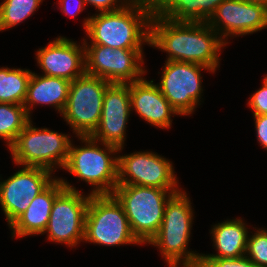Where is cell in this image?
Masks as SVG:
<instances>
[{
    "mask_svg": "<svg viewBox=\"0 0 267 267\" xmlns=\"http://www.w3.org/2000/svg\"><path fill=\"white\" fill-rule=\"evenodd\" d=\"M71 139L68 135L36 128L30 120L9 147L14 163L56 170L66 165Z\"/></svg>",
    "mask_w": 267,
    "mask_h": 267,
    "instance_id": "52a82bcc",
    "label": "cell"
},
{
    "mask_svg": "<svg viewBox=\"0 0 267 267\" xmlns=\"http://www.w3.org/2000/svg\"><path fill=\"white\" fill-rule=\"evenodd\" d=\"M7 180L0 182V205L10 226L56 178L41 167L23 166Z\"/></svg>",
    "mask_w": 267,
    "mask_h": 267,
    "instance_id": "5bb4252c",
    "label": "cell"
},
{
    "mask_svg": "<svg viewBox=\"0 0 267 267\" xmlns=\"http://www.w3.org/2000/svg\"><path fill=\"white\" fill-rule=\"evenodd\" d=\"M255 119L256 136L260 145L267 150V114L253 115Z\"/></svg>",
    "mask_w": 267,
    "mask_h": 267,
    "instance_id": "83f0119b",
    "label": "cell"
},
{
    "mask_svg": "<svg viewBox=\"0 0 267 267\" xmlns=\"http://www.w3.org/2000/svg\"><path fill=\"white\" fill-rule=\"evenodd\" d=\"M123 1L122 0H84L85 4L89 3L90 5L94 6L100 12H111V11L122 9L131 0H123ZM118 2H121V5Z\"/></svg>",
    "mask_w": 267,
    "mask_h": 267,
    "instance_id": "4316f807",
    "label": "cell"
},
{
    "mask_svg": "<svg viewBox=\"0 0 267 267\" xmlns=\"http://www.w3.org/2000/svg\"><path fill=\"white\" fill-rule=\"evenodd\" d=\"M85 46L86 74L97 76L109 83L129 84L142 79L146 73L141 64L142 49H113L91 44Z\"/></svg>",
    "mask_w": 267,
    "mask_h": 267,
    "instance_id": "8fae6325",
    "label": "cell"
},
{
    "mask_svg": "<svg viewBox=\"0 0 267 267\" xmlns=\"http://www.w3.org/2000/svg\"><path fill=\"white\" fill-rule=\"evenodd\" d=\"M32 72L27 69L0 68V103L23 105Z\"/></svg>",
    "mask_w": 267,
    "mask_h": 267,
    "instance_id": "44dd1931",
    "label": "cell"
},
{
    "mask_svg": "<svg viewBox=\"0 0 267 267\" xmlns=\"http://www.w3.org/2000/svg\"><path fill=\"white\" fill-rule=\"evenodd\" d=\"M61 11L72 17L84 10L85 2L84 0H59Z\"/></svg>",
    "mask_w": 267,
    "mask_h": 267,
    "instance_id": "f1b7e54d",
    "label": "cell"
},
{
    "mask_svg": "<svg viewBox=\"0 0 267 267\" xmlns=\"http://www.w3.org/2000/svg\"><path fill=\"white\" fill-rule=\"evenodd\" d=\"M246 267H261L254 265L247 257H246Z\"/></svg>",
    "mask_w": 267,
    "mask_h": 267,
    "instance_id": "4dcf8cb0",
    "label": "cell"
},
{
    "mask_svg": "<svg viewBox=\"0 0 267 267\" xmlns=\"http://www.w3.org/2000/svg\"><path fill=\"white\" fill-rule=\"evenodd\" d=\"M159 87L163 96L179 115L194 112L201 98V70L215 71L195 63L165 61Z\"/></svg>",
    "mask_w": 267,
    "mask_h": 267,
    "instance_id": "7c38bea8",
    "label": "cell"
},
{
    "mask_svg": "<svg viewBox=\"0 0 267 267\" xmlns=\"http://www.w3.org/2000/svg\"><path fill=\"white\" fill-rule=\"evenodd\" d=\"M64 189L56 196L48 225L47 240L74 247L84 241L85 218L91 194L84 196L74 186L60 179Z\"/></svg>",
    "mask_w": 267,
    "mask_h": 267,
    "instance_id": "30bf717a",
    "label": "cell"
},
{
    "mask_svg": "<svg viewBox=\"0 0 267 267\" xmlns=\"http://www.w3.org/2000/svg\"><path fill=\"white\" fill-rule=\"evenodd\" d=\"M42 0H5L0 4V31L18 25L28 19Z\"/></svg>",
    "mask_w": 267,
    "mask_h": 267,
    "instance_id": "603a6c76",
    "label": "cell"
},
{
    "mask_svg": "<svg viewBox=\"0 0 267 267\" xmlns=\"http://www.w3.org/2000/svg\"><path fill=\"white\" fill-rule=\"evenodd\" d=\"M181 190L138 185H117L112 195L122 205L131 230L141 243H149L161 227L168 200Z\"/></svg>",
    "mask_w": 267,
    "mask_h": 267,
    "instance_id": "5b68a950",
    "label": "cell"
},
{
    "mask_svg": "<svg viewBox=\"0 0 267 267\" xmlns=\"http://www.w3.org/2000/svg\"><path fill=\"white\" fill-rule=\"evenodd\" d=\"M199 267H246V256L239 258H200Z\"/></svg>",
    "mask_w": 267,
    "mask_h": 267,
    "instance_id": "484cf974",
    "label": "cell"
},
{
    "mask_svg": "<svg viewBox=\"0 0 267 267\" xmlns=\"http://www.w3.org/2000/svg\"><path fill=\"white\" fill-rule=\"evenodd\" d=\"M248 106L252 109L253 115L267 114V82L264 79L262 88L249 98Z\"/></svg>",
    "mask_w": 267,
    "mask_h": 267,
    "instance_id": "d4e9b609",
    "label": "cell"
},
{
    "mask_svg": "<svg viewBox=\"0 0 267 267\" xmlns=\"http://www.w3.org/2000/svg\"><path fill=\"white\" fill-rule=\"evenodd\" d=\"M64 188L60 178H57L37 195L26 211L10 225L12 236L22 238L44 234L54 200Z\"/></svg>",
    "mask_w": 267,
    "mask_h": 267,
    "instance_id": "ac0fdd59",
    "label": "cell"
},
{
    "mask_svg": "<svg viewBox=\"0 0 267 267\" xmlns=\"http://www.w3.org/2000/svg\"><path fill=\"white\" fill-rule=\"evenodd\" d=\"M85 242L105 246L141 244L122 205L113 195H91L85 218Z\"/></svg>",
    "mask_w": 267,
    "mask_h": 267,
    "instance_id": "ba28073f",
    "label": "cell"
},
{
    "mask_svg": "<svg viewBox=\"0 0 267 267\" xmlns=\"http://www.w3.org/2000/svg\"><path fill=\"white\" fill-rule=\"evenodd\" d=\"M248 228L241 219L215 224L211 234L217 254H201L200 258H239L246 254Z\"/></svg>",
    "mask_w": 267,
    "mask_h": 267,
    "instance_id": "ffe728a7",
    "label": "cell"
},
{
    "mask_svg": "<svg viewBox=\"0 0 267 267\" xmlns=\"http://www.w3.org/2000/svg\"><path fill=\"white\" fill-rule=\"evenodd\" d=\"M227 44L228 36L267 28V6L246 0H186Z\"/></svg>",
    "mask_w": 267,
    "mask_h": 267,
    "instance_id": "277c9868",
    "label": "cell"
},
{
    "mask_svg": "<svg viewBox=\"0 0 267 267\" xmlns=\"http://www.w3.org/2000/svg\"><path fill=\"white\" fill-rule=\"evenodd\" d=\"M246 1H249L251 3H258V4H262V5L267 6V0H246Z\"/></svg>",
    "mask_w": 267,
    "mask_h": 267,
    "instance_id": "f546056e",
    "label": "cell"
},
{
    "mask_svg": "<svg viewBox=\"0 0 267 267\" xmlns=\"http://www.w3.org/2000/svg\"><path fill=\"white\" fill-rule=\"evenodd\" d=\"M129 94L131 110H135L139 117L153 126L170 128L171 116L179 115L153 80L147 81L142 78L129 83Z\"/></svg>",
    "mask_w": 267,
    "mask_h": 267,
    "instance_id": "e0dca14e",
    "label": "cell"
},
{
    "mask_svg": "<svg viewBox=\"0 0 267 267\" xmlns=\"http://www.w3.org/2000/svg\"><path fill=\"white\" fill-rule=\"evenodd\" d=\"M245 256L254 265L267 267V230L266 229H259L254 233V235L248 236Z\"/></svg>",
    "mask_w": 267,
    "mask_h": 267,
    "instance_id": "cb8c5ba5",
    "label": "cell"
},
{
    "mask_svg": "<svg viewBox=\"0 0 267 267\" xmlns=\"http://www.w3.org/2000/svg\"><path fill=\"white\" fill-rule=\"evenodd\" d=\"M107 80L83 74L70 83L66 107L61 114L77 136H91L97 129Z\"/></svg>",
    "mask_w": 267,
    "mask_h": 267,
    "instance_id": "9c48e42d",
    "label": "cell"
},
{
    "mask_svg": "<svg viewBox=\"0 0 267 267\" xmlns=\"http://www.w3.org/2000/svg\"><path fill=\"white\" fill-rule=\"evenodd\" d=\"M129 84L111 83L105 90L99 125L91 137L102 144L123 149L131 112Z\"/></svg>",
    "mask_w": 267,
    "mask_h": 267,
    "instance_id": "9a60e30c",
    "label": "cell"
},
{
    "mask_svg": "<svg viewBox=\"0 0 267 267\" xmlns=\"http://www.w3.org/2000/svg\"><path fill=\"white\" fill-rule=\"evenodd\" d=\"M70 83L64 78L39 76L32 72L23 104L28 116L31 114V106L35 104H49L62 114L67 104Z\"/></svg>",
    "mask_w": 267,
    "mask_h": 267,
    "instance_id": "d6986e66",
    "label": "cell"
},
{
    "mask_svg": "<svg viewBox=\"0 0 267 267\" xmlns=\"http://www.w3.org/2000/svg\"><path fill=\"white\" fill-rule=\"evenodd\" d=\"M149 45L168 53L166 61L195 63L216 71L226 43L186 0H164L152 15Z\"/></svg>",
    "mask_w": 267,
    "mask_h": 267,
    "instance_id": "6da1fadb",
    "label": "cell"
},
{
    "mask_svg": "<svg viewBox=\"0 0 267 267\" xmlns=\"http://www.w3.org/2000/svg\"><path fill=\"white\" fill-rule=\"evenodd\" d=\"M193 216L186 192L181 190L168 200L161 227L148 244L160 249L169 267H199L201 254L187 250Z\"/></svg>",
    "mask_w": 267,
    "mask_h": 267,
    "instance_id": "3957f363",
    "label": "cell"
},
{
    "mask_svg": "<svg viewBox=\"0 0 267 267\" xmlns=\"http://www.w3.org/2000/svg\"><path fill=\"white\" fill-rule=\"evenodd\" d=\"M59 36L37 51V63L44 75L73 81L86 73L85 46Z\"/></svg>",
    "mask_w": 267,
    "mask_h": 267,
    "instance_id": "2e32d148",
    "label": "cell"
},
{
    "mask_svg": "<svg viewBox=\"0 0 267 267\" xmlns=\"http://www.w3.org/2000/svg\"><path fill=\"white\" fill-rule=\"evenodd\" d=\"M172 163L154 152L118 155L117 185H138L165 190L178 189Z\"/></svg>",
    "mask_w": 267,
    "mask_h": 267,
    "instance_id": "4fadbf2b",
    "label": "cell"
},
{
    "mask_svg": "<svg viewBox=\"0 0 267 267\" xmlns=\"http://www.w3.org/2000/svg\"><path fill=\"white\" fill-rule=\"evenodd\" d=\"M164 0H131L122 9L99 12L84 19L83 28L89 43L113 49H142L149 44L150 22Z\"/></svg>",
    "mask_w": 267,
    "mask_h": 267,
    "instance_id": "7a4b0ae2",
    "label": "cell"
},
{
    "mask_svg": "<svg viewBox=\"0 0 267 267\" xmlns=\"http://www.w3.org/2000/svg\"><path fill=\"white\" fill-rule=\"evenodd\" d=\"M30 120L23 105L0 103V138L10 147Z\"/></svg>",
    "mask_w": 267,
    "mask_h": 267,
    "instance_id": "7402d4cb",
    "label": "cell"
},
{
    "mask_svg": "<svg viewBox=\"0 0 267 267\" xmlns=\"http://www.w3.org/2000/svg\"><path fill=\"white\" fill-rule=\"evenodd\" d=\"M85 146L70 144L68 159L63 169L77 176L80 180L93 185L91 195H112L117 186L118 157L111 154L120 152L119 148L102 144L91 136H78ZM111 155V156H110ZM112 157V158H111Z\"/></svg>",
    "mask_w": 267,
    "mask_h": 267,
    "instance_id": "8992f818",
    "label": "cell"
}]
</instances>
